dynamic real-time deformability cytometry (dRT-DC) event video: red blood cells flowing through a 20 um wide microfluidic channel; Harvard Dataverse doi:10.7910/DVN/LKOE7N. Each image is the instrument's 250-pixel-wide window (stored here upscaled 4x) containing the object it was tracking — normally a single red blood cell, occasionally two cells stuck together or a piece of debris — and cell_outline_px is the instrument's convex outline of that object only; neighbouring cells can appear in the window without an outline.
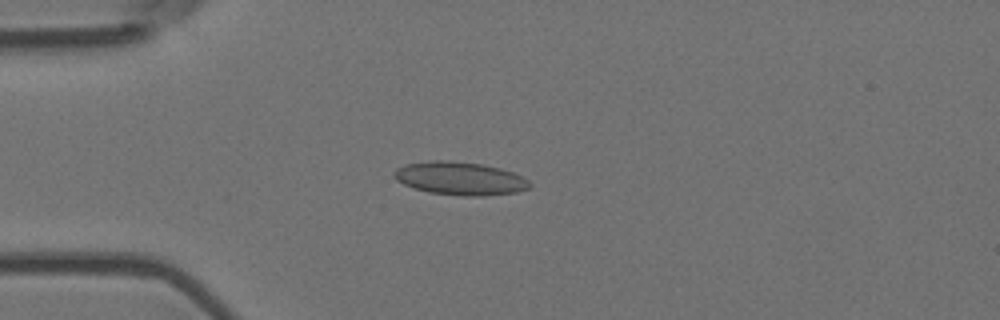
{"species": "Egyptian fruit bat (a non-hibernating species)", "species_latin": "Rousettus aegyptiacus", "temperature_condition": "room temperature", "stored_images_in_passage": 49, "camera_frame_rate_fps": 3000, "um_per_image_px": 0.085, "animal": {"sex": "female"}, "frame": {"image": 1, "passage_image": 15, "time_ms": 4.667, "image_size_px": [1000, 320], "cell_outline_px": [[532, 184], [528, 188], [516, 192], [484, 196], [464, 196], [428, 192], [404, 184], [396, 180], [392, 176], [392, 172], [396, 168], [408, 164], [432, 160], [448, 160], [484, 164], [500, 168], [512, 172], [528, 180]], "centroid_in_image_um": [39.08, 15.16], "position_along_channel_um": 45.9, "area_um2": 26.18}}
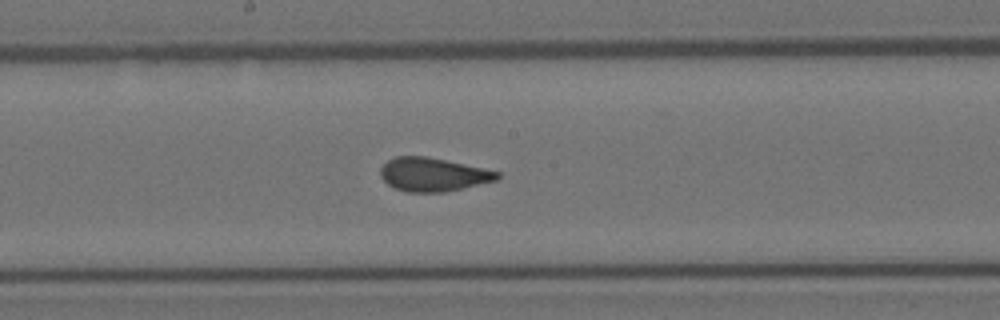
{"frame": {"image": 2, "passage_image": 30, "time_ms": 9.667, "image_size_px": [1000, 320], "cell_outline_px": [[500, 176], [496, 180], [444, 192], [408, 192], [396, 188], [388, 184], [380, 176], [380, 168], [388, 160], [396, 156], [424, 156], [444, 160], [500, 172]], "centroid_in_image_um": [36.77, 14.83], "position_along_channel_um": 211.4, "area_um2": 22.43}}
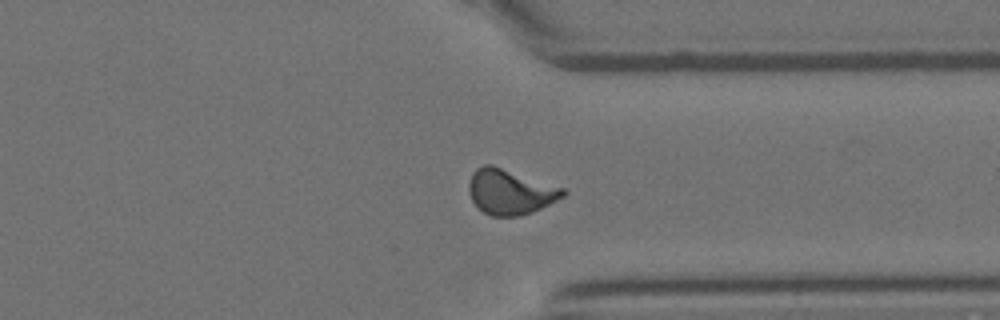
{"frame": {"image": 3, "passage_image": 43, "time_ms": 14.0, "image_size_px": [1000, 320], "cell_outline_px": [[568, 192], [564, 196], [532, 212], [520, 216], [492, 216], [484, 212], [472, 200], [468, 192], [468, 184], [472, 172], [476, 168], [484, 164], [492, 164], [564, 188]], "centroid_in_image_um": [43.34, 16.29], "position_along_channel_um": 368.1, "area_um2": 24.74}}